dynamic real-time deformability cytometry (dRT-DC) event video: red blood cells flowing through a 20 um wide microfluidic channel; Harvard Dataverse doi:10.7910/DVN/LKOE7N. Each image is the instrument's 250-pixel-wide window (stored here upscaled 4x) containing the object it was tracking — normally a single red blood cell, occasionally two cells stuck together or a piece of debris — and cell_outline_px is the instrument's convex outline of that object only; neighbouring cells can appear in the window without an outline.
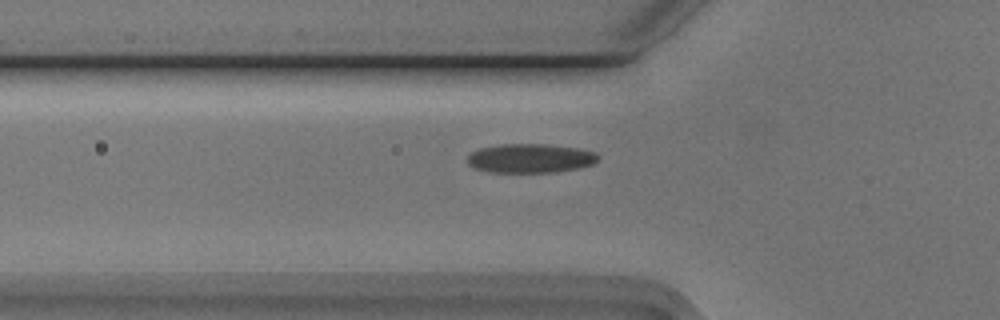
{"species": "Egyptian fruit bat (a non-hibernating species)", "species_latin": "Rousettus aegyptiacus", "temperature_condition": "cold", "stored_images_in_passage": 34, "camera_frame_rate_fps": 3000, "um_per_image_px": 0.085, "animal": {"sex": "male"}, "frame": {"image": 1, "passage_image": 6, "time_ms": 1.667, "image_size_px": [1000, 320], "cell_outline_px": [[600, 156], [592, 164], [580, 168], [556, 172], [492, 172], [476, 168], [468, 164], [468, 156], [472, 152], [480, 148], [500, 144], [548, 144], [576, 148], [596, 152]], "centroid_in_image_um": [45.1, 13.45], "position_along_channel_um": 80.7, "area_um2": 22.08}}
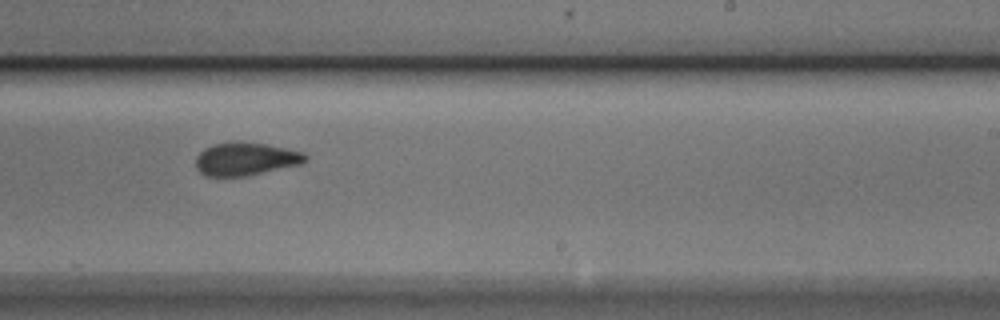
{"frame": {"image": 2, "passage_image": 21, "time_ms": 6.667, "image_size_px": [1000, 320], "cell_outline_px": [[308, 160], [300, 164], [244, 176], [204, 176], [196, 168], [196, 156], [204, 148], [216, 144], [232, 140], [268, 144], [304, 152], [308, 156]], "centroid_in_image_um": [20.87, 13.49], "position_along_channel_um": 268.1, "area_um2": 21.21}}
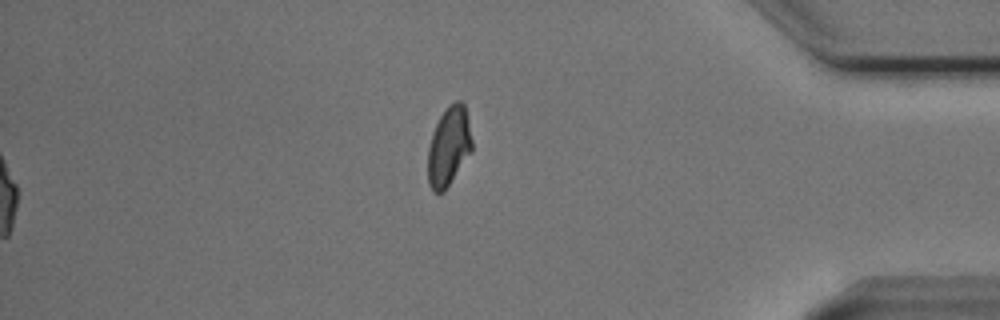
{"frame": {"image": 3, "passage_image": 34, "time_ms": 11.0, "image_size_px": [1000, 320], "cell_outline_px": [[472, 148], [444, 192], [432, 192], [428, 184], [428, 148], [432, 132], [440, 116], [448, 104], [456, 100], [460, 100], [464, 104], [472, 140]], "centroid_in_image_um": [38.12, 12.43], "position_along_channel_um": 397.1, "area_um2": 20.11}, "authors_computed_cell_mechanics": {"area_um2": 21.1548, "velocity_mm_per_s": 3.748, "shape_relaxation_time_tau1_ms": 3.9424, "shape_relaxation_time_tau2_ms": 1.5698, "deformation_change_tau1": 0.126, "deformation_change_tau2": 0.0706}}